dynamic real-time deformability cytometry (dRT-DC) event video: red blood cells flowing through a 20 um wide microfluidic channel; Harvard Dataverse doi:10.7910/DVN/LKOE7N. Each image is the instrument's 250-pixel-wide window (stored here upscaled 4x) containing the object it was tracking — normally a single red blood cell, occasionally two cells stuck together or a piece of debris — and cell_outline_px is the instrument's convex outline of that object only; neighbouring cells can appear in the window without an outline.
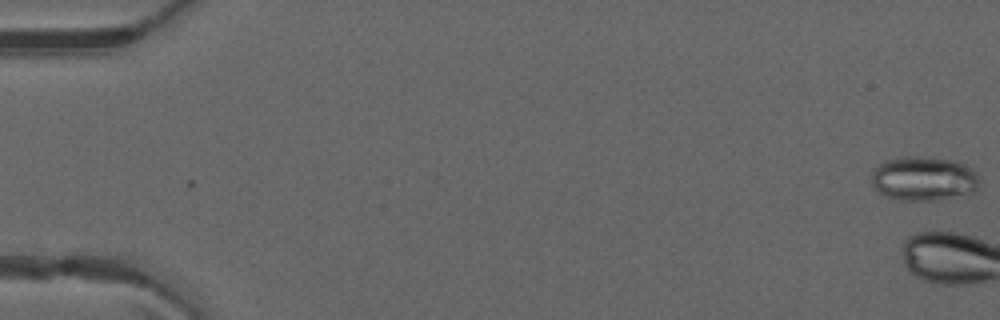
{"species": "common noctule bat (a hibernating species)", "species_latin": "Nyctalus noctula", "temperature_condition": "warm", "stored_images_in_passage": 3, "camera_frame_rate_fps": 3000, "um_per_image_px": 0.085, "animal": {"sex": "male", "forearm_length_mm": 52.5}, "frame": {"image": 1, "passage_image": 1, "time_ms": 0.0, "image_size_px": [1000, 320], "cell_outline_px": [[976, 188], [972, 192], [932, 200], [900, 200], [888, 196], [872, 188], [872, 172], [876, 164], [884, 160], [900, 156], [928, 156], [956, 160], [964, 164], [976, 172]], "centroid_in_image_um": [78.43, 15.13], "position_along_channel_um": 6.6, "area_um2": 27.8}}